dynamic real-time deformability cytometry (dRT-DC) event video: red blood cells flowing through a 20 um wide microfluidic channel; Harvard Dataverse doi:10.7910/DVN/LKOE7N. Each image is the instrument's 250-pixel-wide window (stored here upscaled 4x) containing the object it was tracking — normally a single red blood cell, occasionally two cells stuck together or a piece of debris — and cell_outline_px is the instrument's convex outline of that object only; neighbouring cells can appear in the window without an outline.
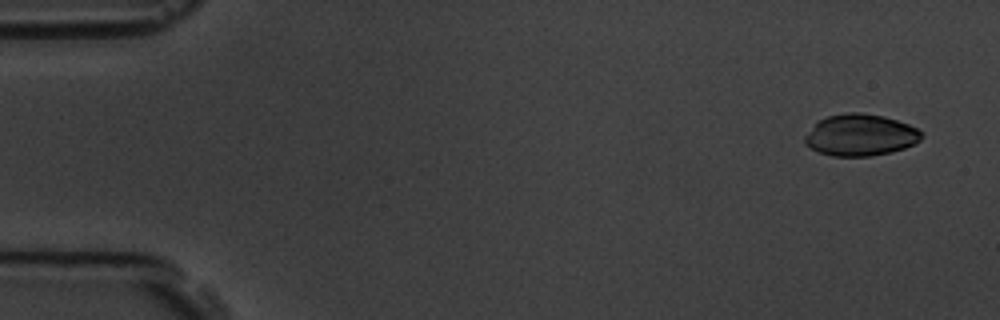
{"species": "common noctule bat (a hibernating species)", "species_latin": "Nyctalus noctula", "temperature_condition": "room temperature", "stored_images_in_passage": 10, "camera_frame_rate_fps": 3000, "um_per_image_px": 0.085, "animal": {"sex": "male", "body_mass_g": 19.5, "forearm_length_mm": 54.6}, "frame": {"image": 1, "passage_image": 1, "time_ms": 0.0, "image_size_px": [1000, 320], "cell_outline_px": [[924, 136], [916, 144], [904, 148], [872, 156], [832, 156], [820, 152], [804, 144], [804, 136], [820, 120], [828, 116], [848, 112], [860, 112], [884, 116], [908, 124], [916, 128]], "centroid_in_image_um": [73.15, 11.48], "position_along_channel_um": 11.9, "area_um2": 28.15}}
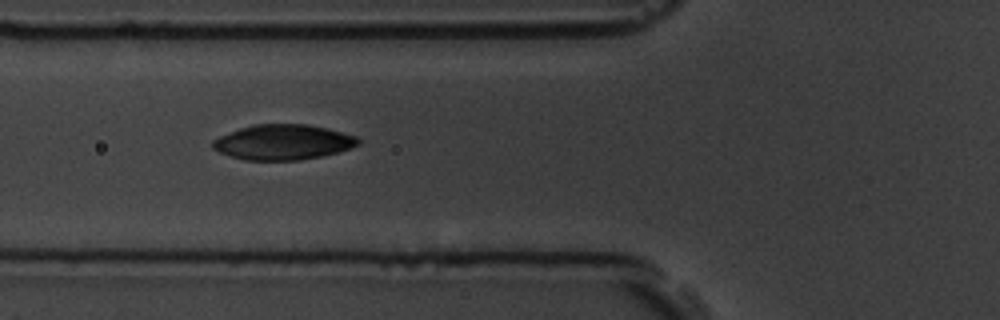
{"frame": {"image": 2, "passage_image": 6, "time_ms": 5.667, "image_size_px": [1000, 320], "cell_outline_px": [[360, 144], [336, 152], [320, 156], [300, 160], [244, 160], [220, 152], [212, 148], [212, 140], [220, 136], [240, 128], [252, 124], [304, 124], [328, 128], [356, 136], [360, 140]], "centroid_in_image_um": [24.04, 12.08], "position_along_channel_um": 101.8, "area_um2": 29.65}}
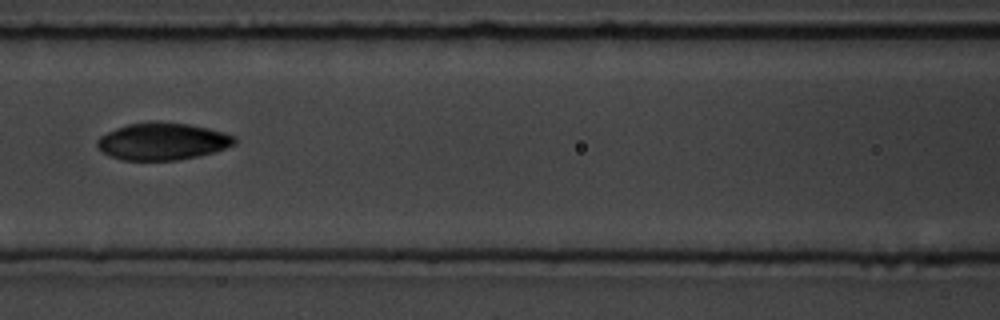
{"frame": {"image": 3, "passage_image": 7, "time_ms": 7.0, "image_size_px": [1000, 320], "cell_outline_px": [[236, 144], [216, 152], [176, 160], [124, 160], [112, 156], [104, 152], [96, 144], [96, 140], [100, 136], [116, 128], [128, 124], [152, 120], [156, 120], [188, 124], [208, 128], [224, 132], [236, 136]], "centroid_in_image_um": [13.85, 12.0], "position_along_channel_um": 152.8, "area_um2": 29.88}}